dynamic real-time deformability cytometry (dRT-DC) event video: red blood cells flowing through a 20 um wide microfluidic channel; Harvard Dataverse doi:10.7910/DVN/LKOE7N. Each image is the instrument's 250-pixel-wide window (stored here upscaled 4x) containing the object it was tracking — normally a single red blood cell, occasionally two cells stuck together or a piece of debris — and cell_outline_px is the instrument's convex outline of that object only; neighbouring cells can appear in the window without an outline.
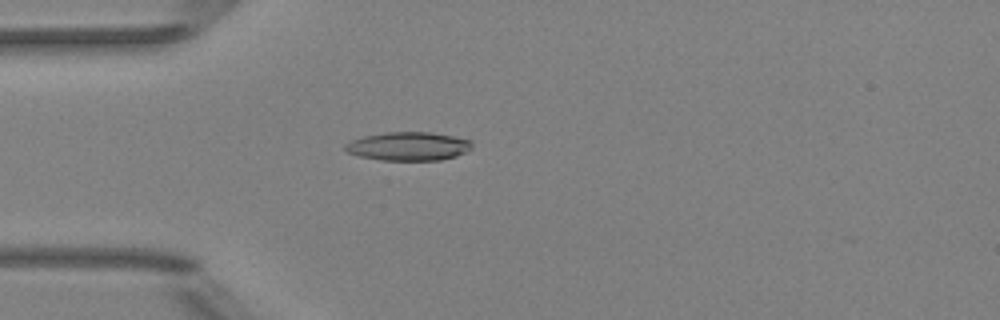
{"species": "Egyptian fruit bat (a non-hibernating species)", "species_latin": "Rousettus aegyptiacus", "temperature_condition": "room temperature", "stored_images_in_passage": 5, "camera_frame_rate_fps": 3000, "um_per_image_px": 0.085, "animal": {"sex": "female"}, "frame": {"image": 1, "passage_image": 5, "time_ms": 4.333, "image_size_px": [1000, 320], "cell_outline_px": [[472, 148], [468, 152], [456, 156], [440, 160], [380, 160], [360, 156], [348, 152], [344, 148], [344, 144], [352, 140], [364, 136], [384, 132], [432, 132], [472, 140]], "centroid_in_image_um": [34.74, 12.43], "position_along_channel_um": 50.3, "area_um2": 21.21}}